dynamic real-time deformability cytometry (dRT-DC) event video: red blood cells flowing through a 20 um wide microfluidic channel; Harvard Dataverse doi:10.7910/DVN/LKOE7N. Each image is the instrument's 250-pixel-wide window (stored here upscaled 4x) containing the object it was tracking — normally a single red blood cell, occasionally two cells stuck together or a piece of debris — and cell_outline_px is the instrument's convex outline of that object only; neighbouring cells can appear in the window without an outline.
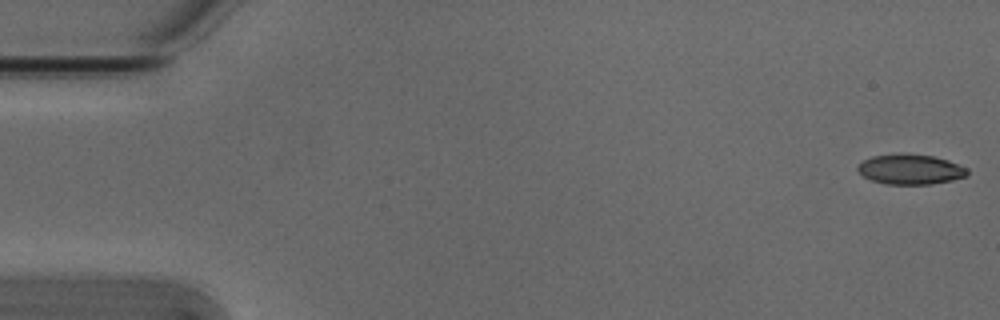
{"species": "Egyptian fruit bat (a non-hibernating species)", "species_latin": "Rousettus aegyptiacus", "temperature_condition": "cold", "stored_images_in_passage": 10, "camera_frame_rate_fps": 3000, "um_per_image_px": 0.085, "animal": {"sex": "male"}, "frame": {"image": 1, "passage_image": 1, "time_ms": 0.0, "image_size_px": [1000, 320], "cell_outline_px": [[968, 176], [952, 180], [928, 184], [884, 184], [872, 180], [864, 176], [856, 168], [864, 160], [872, 156], [908, 152], [932, 156], [948, 160], [968, 168]], "centroid_in_image_um": [77.4, 14.38], "position_along_channel_um": 7.6, "area_um2": 19.31}}